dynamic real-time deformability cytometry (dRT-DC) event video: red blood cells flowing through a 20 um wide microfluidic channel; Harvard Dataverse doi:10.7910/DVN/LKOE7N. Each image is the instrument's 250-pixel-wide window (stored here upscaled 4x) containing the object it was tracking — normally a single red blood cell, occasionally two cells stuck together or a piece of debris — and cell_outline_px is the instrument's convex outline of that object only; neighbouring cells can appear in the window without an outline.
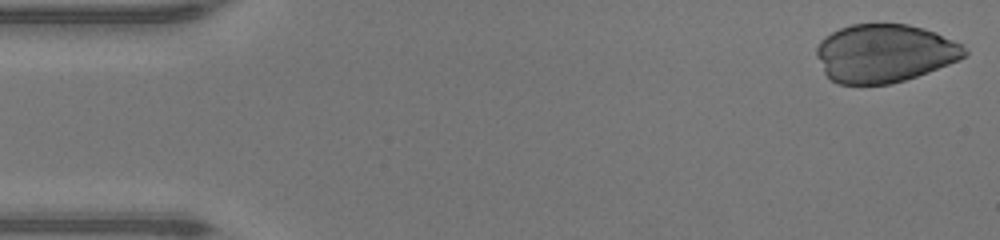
{"species": "human", "species_latin": "Homo sapiens", "temperature_condition": "warm", "stored_images_in_passage": 37, "camera_frame_rate_fps": 3000, "um_per_image_px": 0.085, "donor": {"sex": "male"}, "frame": {"image": 1, "passage_image": 1, "time_ms": 0.0, "image_size_px": [1000, 240], "cell_outline_px": [[968, 52], [960, 60], [928, 72], [892, 84], [840, 84], [832, 80], [824, 72], [816, 56], [816, 48], [820, 40], [832, 32], [840, 28], [852, 24], [908, 24], [924, 28], [936, 32], [960, 44]], "centroid_in_image_um": [75.17, 4.52], "position_along_channel_um": 9.8, "area_um2": 50.11}}
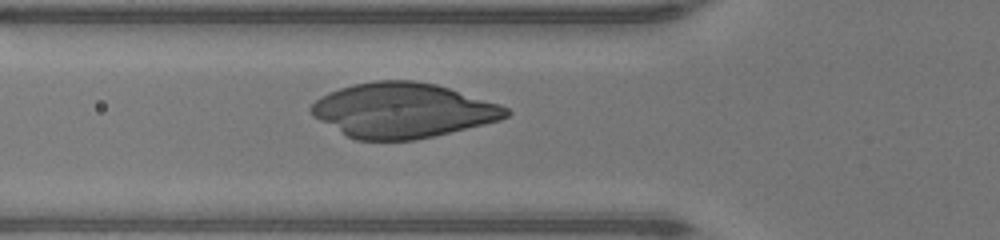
{"frame": {"image": 2, "passage_image": 16, "time_ms": 5.0, "image_size_px": [1000, 240], "cell_outline_px": [[512, 112], [508, 116], [500, 120], [484, 124], [416, 140], [356, 140], [348, 136], [312, 116], [308, 108], [320, 96], [328, 92], [352, 84], [376, 80], [412, 80], [436, 84], [500, 104], [508, 108]], "centroid_in_image_um": [34.22, 9.37], "position_along_channel_um": 91.6, "area_um2": 62.19}}
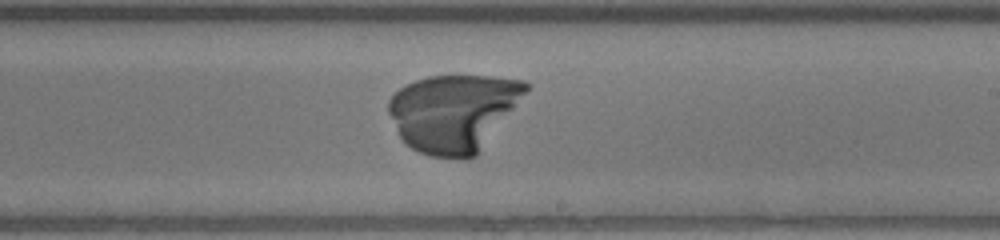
{"frame": {"image": 3, "passage_image": 27, "time_ms": 8.667, "image_size_px": [1000, 240], "cell_outline_px": [[532, 84], [476, 156], [464, 160], [428, 156], [412, 148], [400, 136], [388, 112], [388, 100], [400, 88], [416, 80], [428, 76], [496, 76], [524, 80]], "centroid_in_image_um": [38.56, 9.57], "position_along_channel_um": 250.4, "area_um2": 61.5}}